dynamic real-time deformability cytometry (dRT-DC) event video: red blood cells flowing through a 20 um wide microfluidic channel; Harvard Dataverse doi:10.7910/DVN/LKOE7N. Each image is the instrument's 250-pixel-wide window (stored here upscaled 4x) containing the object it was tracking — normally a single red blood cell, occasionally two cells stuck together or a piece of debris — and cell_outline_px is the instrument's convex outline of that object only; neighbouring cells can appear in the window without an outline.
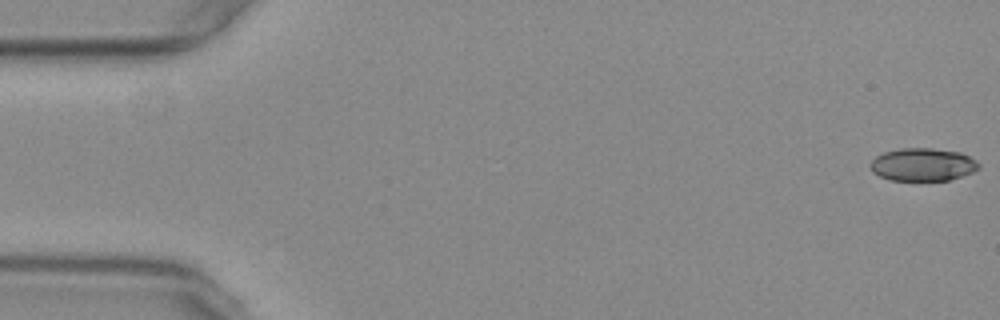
{"species": "common noctule bat (a hibernating species)", "species_latin": "Nyctalus noctula", "temperature_condition": "warm", "stored_images_in_passage": 56, "camera_frame_rate_fps": 3000, "um_per_image_px": 0.085, "animal": {"sex": "female", "body_mass_g": 29.2, "forearm_length_mm": 56.3}, "frame": {"image": 1, "passage_image": 1, "time_ms": 0.0, "image_size_px": [1000, 320], "cell_outline_px": [[980, 168], [972, 172], [948, 180], [888, 180], [872, 172], [868, 164], [876, 156], [884, 152], [900, 148], [932, 148], [960, 152], [976, 160], [980, 164]], "centroid_in_image_um": [78.41, 13.98], "position_along_channel_um": 6.6, "area_um2": 20.81}}
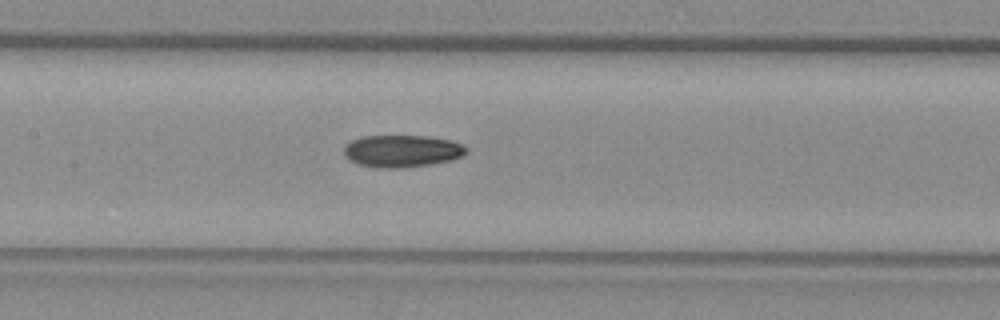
{"frame": {"image": 2, "passage_image": 26, "time_ms": 8.333, "image_size_px": [1000, 320], "cell_outline_px": [[468, 152], [464, 156], [452, 160], [404, 168], [376, 168], [360, 164], [344, 156], [344, 144], [352, 140], [364, 136], [428, 136], [448, 140], [464, 144], [468, 148]], "centroid_in_image_um": [34.2, 12.84], "position_along_channel_um": 173.2, "area_um2": 23.06}}
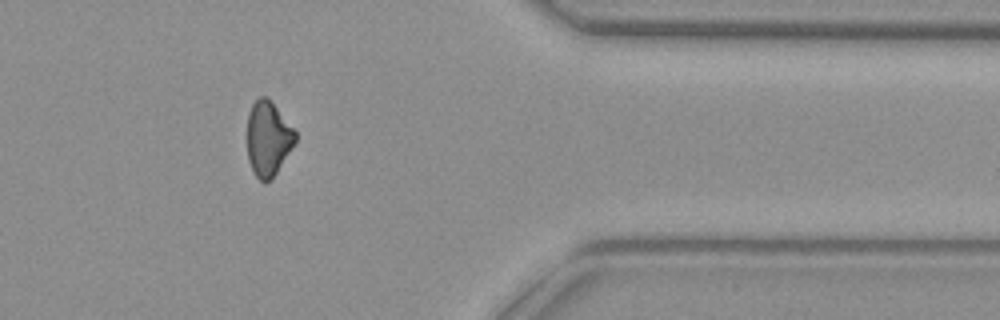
{"frame": {"image": 3, "passage_image": 45, "time_ms": 14.667, "image_size_px": [1000, 320], "cell_outline_px": [[296, 140], [272, 180], [264, 184], [252, 172], [248, 160], [248, 112], [252, 104], [260, 96], [268, 96], [296, 132]], "centroid_in_image_um": [22.77, 11.79], "position_along_channel_um": 388.6, "area_um2": 20.98}, "authors_computed_cell_mechanics": {"area_um2": 21.964, "velocity_mm_per_s": 3.7642, "shape_relaxation_time_tau1_ms": null, "shape_relaxation_time_tau2_ms": 8.9467, "deformation_change_tau1": null, "deformation_change_tau2": 0.1386}}